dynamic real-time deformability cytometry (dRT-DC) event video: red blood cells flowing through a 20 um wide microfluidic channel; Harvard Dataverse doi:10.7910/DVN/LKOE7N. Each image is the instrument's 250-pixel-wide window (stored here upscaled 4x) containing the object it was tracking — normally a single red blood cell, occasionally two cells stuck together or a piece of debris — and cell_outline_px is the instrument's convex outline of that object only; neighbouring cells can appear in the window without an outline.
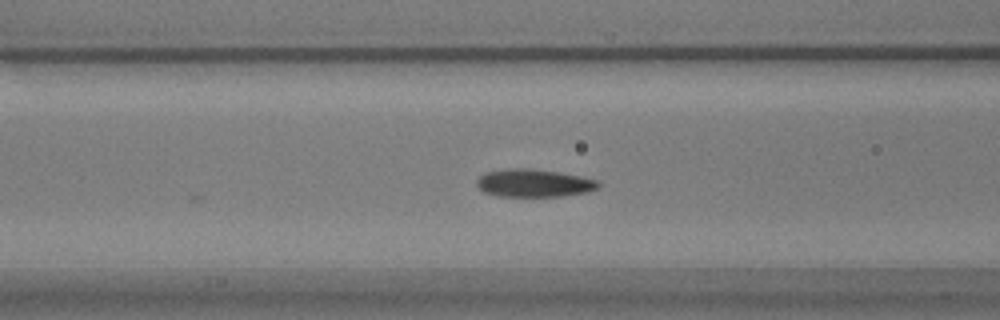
{"species": "common noctule bat (a hibernating species)", "species_latin": "Nyctalus noctula", "temperature_condition": "warm", "stored_images_in_passage": 7, "camera_frame_rate_fps": 3000, "um_per_image_px": 0.085, "animal": {"sex": "male", "body_mass_g": 17.9}, "frame": {"image": 1, "passage_image": 7, "time_ms": 2.0, "image_size_px": [1000, 320], "cell_outline_px": [[600, 184], [596, 188], [588, 192], [560, 196], [496, 196], [484, 192], [476, 184], [476, 180], [484, 172], [512, 168], [528, 168], [560, 172], [600, 180]], "centroid_in_image_um": [45.38, 15.55], "position_along_channel_um": 121.2, "area_um2": 19.77}}